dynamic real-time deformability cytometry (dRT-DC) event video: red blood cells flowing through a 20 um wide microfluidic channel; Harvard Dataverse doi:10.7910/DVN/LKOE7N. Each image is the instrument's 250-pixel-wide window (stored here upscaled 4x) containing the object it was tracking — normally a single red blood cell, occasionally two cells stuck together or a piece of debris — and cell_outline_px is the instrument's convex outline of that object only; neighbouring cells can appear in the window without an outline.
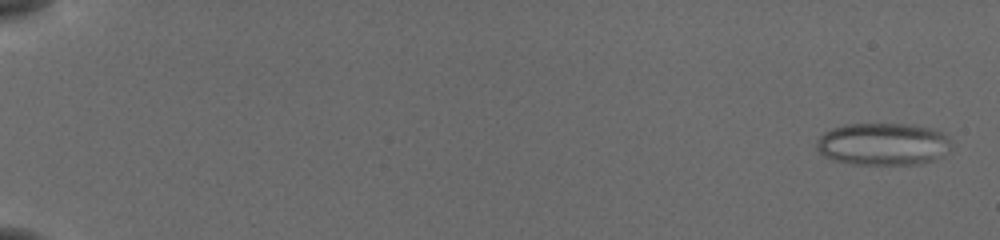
{"species": "common noctule bat (a hibernating species)", "species_latin": "Nyctalus noctula", "temperature_condition": "cold", "stored_images_in_passage": 56, "camera_frame_rate_fps": 3000, "um_per_image_px": 0.085, "animal": {"sex": "female", "body_mass_g": 19.5, "forearm_length_mm": 54.1}, "frame": {"image": 1, "passage_image": 2, "time_ms": 0.333, "image_size_px": [1000, 240], "cell_outline_px": [[952, 144], [928, 160], [912, 164], [856, 164], [836, 160], [828, 156], [816, 144], [816, 140], [820, 136], [836, 128], [852, 124], [896, 124], [920, 128], [936, 132], [944, 136]], "centroid_in_image_um": [74.95, 12.25], "position_along_channel_um": 10.0, "area_um2": 31.04}}
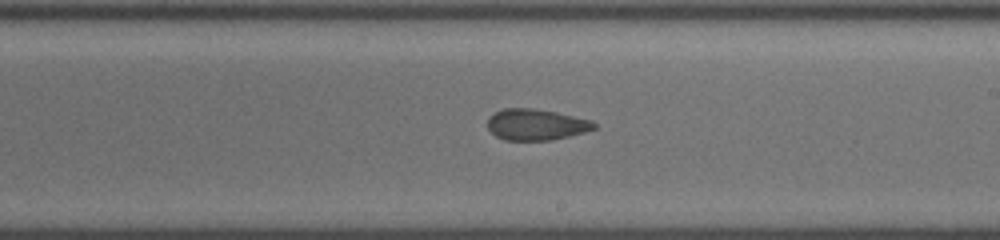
{"frame": {"image": 2, "passage_image": 35, "time_ms": 11.333, "image_size_px": [1000, 240], "cell_outline_px": [[596, 128], [584, 132], [568, 136], [548, 140], [504, 140], [496, 136], [488, 128], [488, 120], [496, 112], [504, 108], [532, 108], [556, 112], [592, 120], [596, 124]], "centroid_in_image_um": [45.58, 10.59], "position_along_channel_um": 243.4, "area_um2": 19.13}}
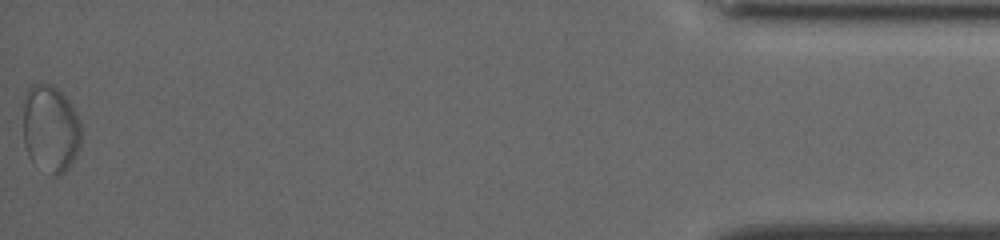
{"frame": {"image": 3, "passage_image": 56, "time_ms": 18.333, "image_size_px": [1000, 240], "cell_outline_px": [[80, 144], [68, 168], [64, 172], [56, 176], [52, 176], [32, 164], [28, 156], [24, 144], [24, 96], [28, 88], [32, 84], [52, 84], [64, 96], [72, 108], [80, 124]], "centroid_in_image_um": [4.24, 10.98], "position_along_channel_um": 431.0, "area_um2": 29.42}, "authors_computed_cell_mechanics": {"area_um2": 24.2471, "velocity_mm_per_s": 3.826, "shape_relaxation_time_tau1_ms": null, "shape_relaxation_time_tau2_ms": 1.2071, "deformation_change_tau1": null, "deformation_change_tau2": 0.0736}}